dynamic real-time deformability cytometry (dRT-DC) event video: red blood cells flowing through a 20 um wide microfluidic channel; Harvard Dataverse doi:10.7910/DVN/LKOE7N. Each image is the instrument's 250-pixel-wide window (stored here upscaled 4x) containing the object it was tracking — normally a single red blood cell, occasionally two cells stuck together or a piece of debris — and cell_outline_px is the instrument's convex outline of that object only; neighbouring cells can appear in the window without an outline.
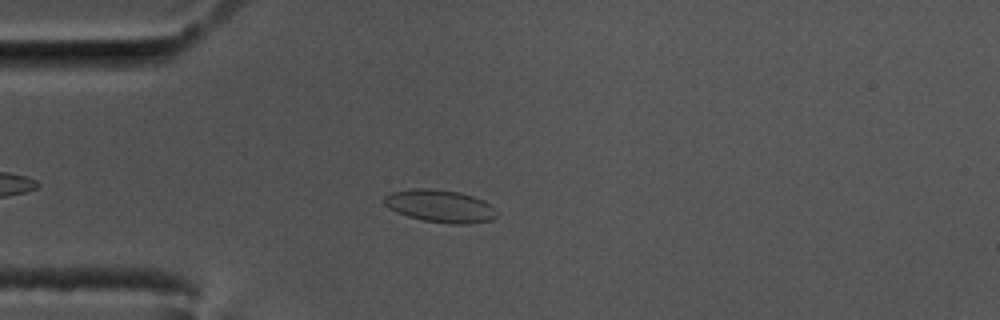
{"species": "common noctule bat (a hibernating species)", "species_latin": "Nyctalus noctula", "temperature_condition": "cold", "stored_images_in_passage": 22, "camera_frame_rate_fps": 3000, "um_per_image_px": 0.085, "animal": {"sex": "male", "body_mass_g": 17.5, "forearm_length_mm": 52.3}, "frame": {"image": 1, "passage_image": 9, "time_ms": 2.667, "image_size_px": [1000, 320], "cell_outline_px": [[496, 216], [492, 220], [468, 224], [452, 224], [424, 220], [408, 216], [396, 212], [388, 208], [384, 204], [384, 196], [392, 192], [416, 188], [424, 188], [460, 192], [484, 200], [496, 208]], "centroid_in_image_um": [37.43, 17.52], "position_along_channel_um": 47.6, "area_um2": 21.33}}
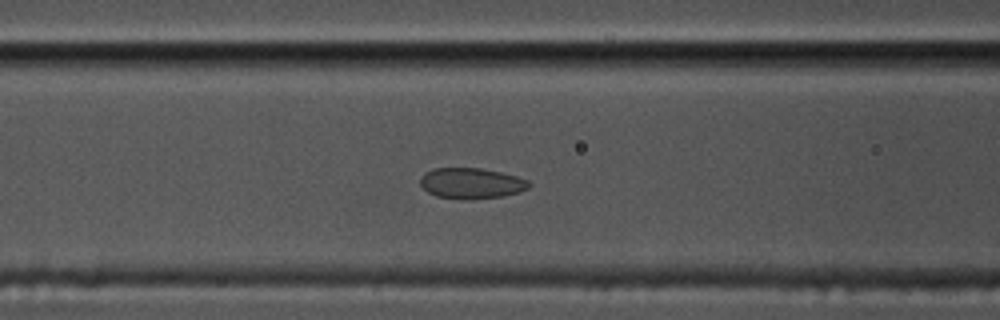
{"frame": {"image": 2, "passage_image": 17, "time_ms": 5.333, "image_size_px": [1000, 320], "cell_outline_px": [[532, 184], [528, 188], [520, 192], [500, 196], [468, 200], [464, 200], [436, 196], [428, 192], [420, 184], [420, 180], [424, 172], [432, 168], [480, 168], [500, 172], [516, 176], [528, 180]], "centroid_in_image_um": [40.05, 15.58], "position_along_channel_um": 126.5, "area_um2": 19.54}}
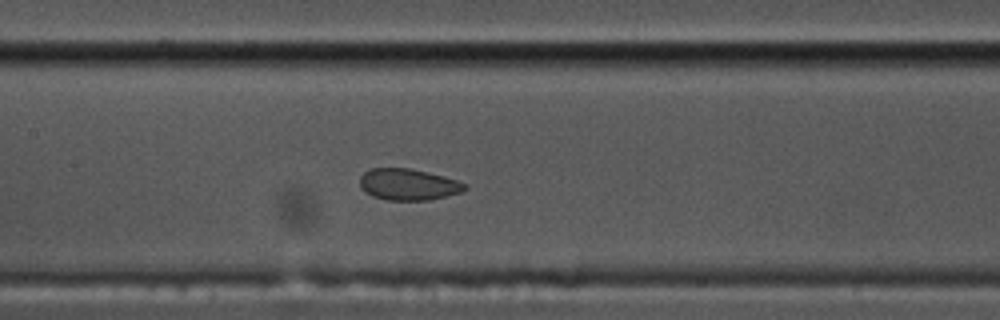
{"frame": {"image": 3, "passage_image": 21, "time_ms": 6.667, "image_size_px": [1000, 320], "cell_outline_px": [[468, 188], [460, 192], [428, 200], [388, 200], [372, 196], [364, 192], [360, 188], [360, 176], [364, 172], [372, 168], [408, 168], [456, 180], [464, 184]], "centroid_in_image_um": [34.62, 15.69], "position_along_channel_um": 172.8, "area_um2": 18.9}}